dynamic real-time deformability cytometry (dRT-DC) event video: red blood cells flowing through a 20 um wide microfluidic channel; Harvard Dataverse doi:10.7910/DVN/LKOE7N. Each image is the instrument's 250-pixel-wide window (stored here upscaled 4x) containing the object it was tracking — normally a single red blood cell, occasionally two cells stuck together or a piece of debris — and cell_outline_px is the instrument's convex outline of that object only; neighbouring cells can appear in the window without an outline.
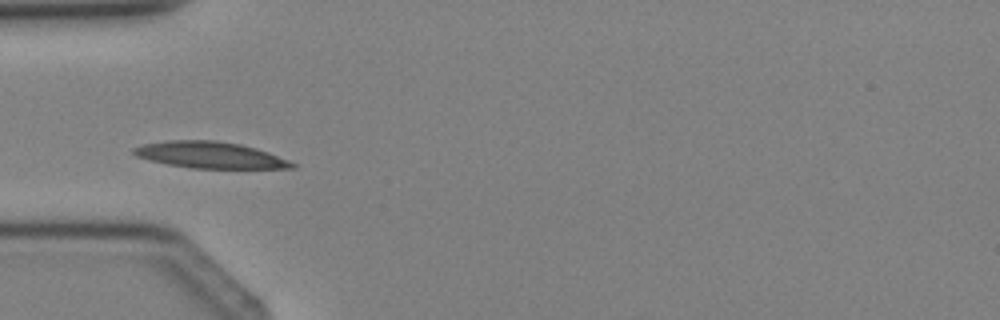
{"species": "Egyptian fruit bat (a non-hibernating species)", "species_latin": "Rousettus aegyptiacus", "temperature_condition": "cold", "stored_images_in_passage": 4, "camera_frame_rate_fps": 3000, "um_per_image_px": 0.085, "animal": {"sex": "female"}, "frame": {"image": 1, "passage_image": 4, "time_ms": 3.333, "image_size_px": [1000, 320], "cell_outline_px": [[296, 168], [192, 168], [168, 164], [148, 160], [136, 156], [132, 152], [132, 148], [144, 144], [168, 140], [216, 140], [240, 144], [256, 148], [268, 152], [288, 160], [296, 164]], "centroid_in_image_um": [17.83, 13.17], "position_along_channel_um": 67.2, "area_um2": 24.33}}